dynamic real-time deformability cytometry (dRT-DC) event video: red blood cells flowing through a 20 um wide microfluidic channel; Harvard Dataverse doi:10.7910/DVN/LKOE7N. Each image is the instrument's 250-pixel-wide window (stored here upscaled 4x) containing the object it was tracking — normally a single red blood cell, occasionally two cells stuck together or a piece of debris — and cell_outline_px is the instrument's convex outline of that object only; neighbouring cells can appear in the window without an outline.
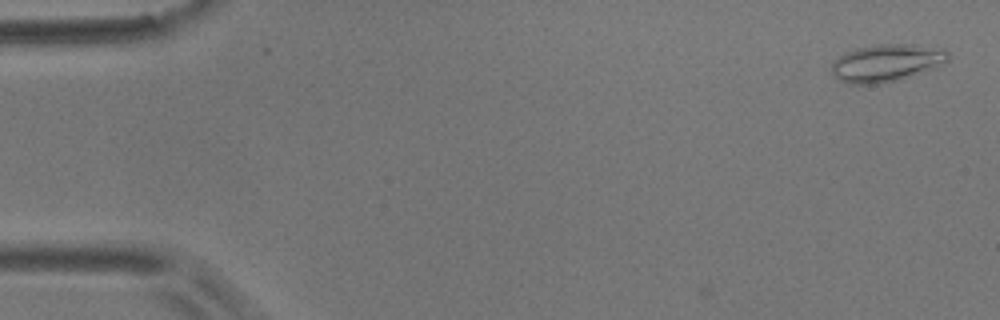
{"species": "common noctule bat (a hibernating species)", "species_latin": "Nyctalus noctula", "temperature_condition": "room temperature", "stored_images_in_passage": 3, "camera_frame_rate_fps": 3000, "um_per_image_px": 0.085, "animal": {"sex": "male", "body_mass_g": 17.9}, "frame": {"image": 1, "passage_image": 3, "time_ms": 0.667, "image_size_px": [1000, 320], "cell_outline_px": [[948, 60], [940, 68], [896, 80], [880, 84], [848, 84], [832, 76], [832, 64], [844, 52], [856, 48], [872, 44], [912, 44], [944, 48], [948, 52]], "centroid_in_image_um": [75.39, 5.34], "position_along_channel_um": 9.6, "area_um2": 25.89}}